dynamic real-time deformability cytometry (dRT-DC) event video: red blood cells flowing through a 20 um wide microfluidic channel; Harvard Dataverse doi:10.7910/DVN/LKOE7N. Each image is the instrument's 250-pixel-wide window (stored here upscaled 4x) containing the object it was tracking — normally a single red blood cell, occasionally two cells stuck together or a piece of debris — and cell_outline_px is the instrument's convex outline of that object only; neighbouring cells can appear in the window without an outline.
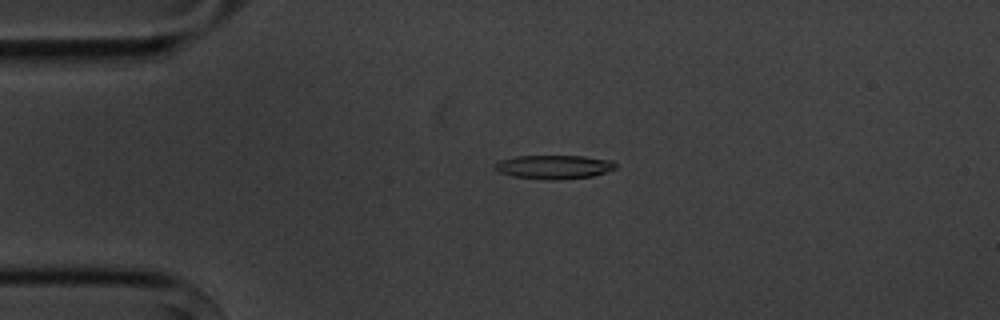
{"species": "common noctule bat (a hibernating species)", "species_latin": "Nyctalus noctula", "temperature_condition": "cold", "stored_images_in_passage": 3, "camera_frame_rate_fps": 3000, "um_per_image_px": 0.085, "animal": {"sex": "male", "body_mass_g": 20.1, "forearm_length_mm": 53.5}, "frame": {"image": 1, "passage_image": 1, "time_ms": 0.0, "image_size_px": [1000, 320], "cell_outline_px": [[616, 168], [592, 176], [556, 180], [548, 180], [512, 176], [500, 172], [492, 168], [492, 164], [500, 160], [516, 156], [584, 156], [612, 160], [616, 164]], "centroid_in_image_um": [47.04, 14.18], "position_along_channel_um": 38.0, "area_um2": 16.82}}
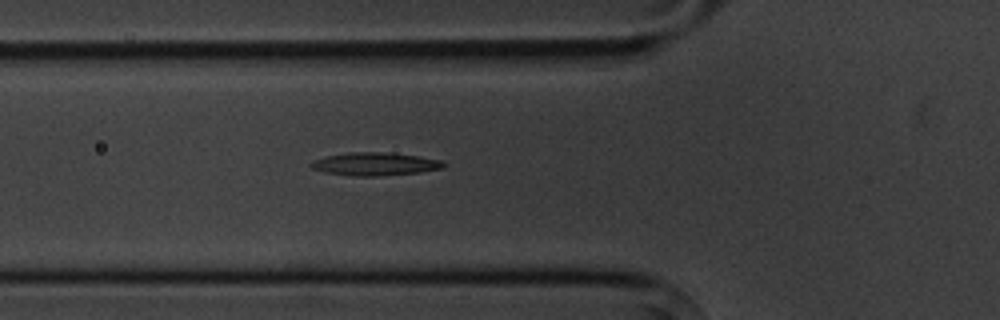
{"frame": {"image": 2, "passage_image": 3, "time_ms": 2.333, "image_size_px": [1000, 320], "cell_outline_px": [[448, 164], [444, 168], [420, 172], [376, 176], [352, 176], [324, 172], [312, 168], [308, 164], [312, 160], [324, 156], [348, 152], [388, 152], [416, 156], [440, 160]], "centroid_in_image_um": [31.84, 13.93], "position_along_channel_um": 94.0, "area_um2": 17.92}}